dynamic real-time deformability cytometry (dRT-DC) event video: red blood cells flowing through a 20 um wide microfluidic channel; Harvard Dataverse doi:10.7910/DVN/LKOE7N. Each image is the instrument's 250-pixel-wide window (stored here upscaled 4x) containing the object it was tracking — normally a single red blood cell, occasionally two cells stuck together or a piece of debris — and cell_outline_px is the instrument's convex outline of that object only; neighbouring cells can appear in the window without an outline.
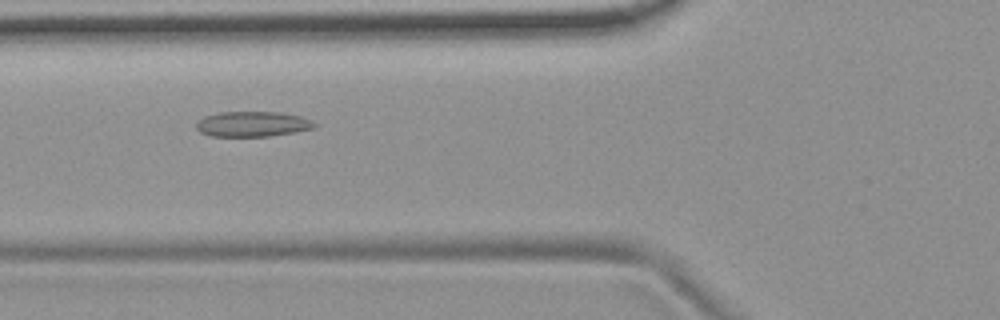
{"species": "common noctule bat (a hibernating species)", "species_latin": "Nyctalus noctula", "temperature_condition": "room temperature", "stored_images_in_passage": 40, "camera_frame_rate_fps": 3000, "um_per_image_px": 0.085, "animal": {"sex": "female", "body_mass_g": 19.9}, "frame": {"image": 1, "passage_image": 7, "time_ms": 2.0, "image_size_px": [1000, 320], "cell_outline_px": [[316, 124], [312, 128], [292, 132], [268, 136], [212, 136], [200, 132], [196, 128], [196, 120], [204, 116], [220, 112], [280, 112], [300, 116], [312, 120]], "centroid_in_image_um": [21.41, 10.53], "position_along_channel_um": 104.4, "area_um2": 17.28}}
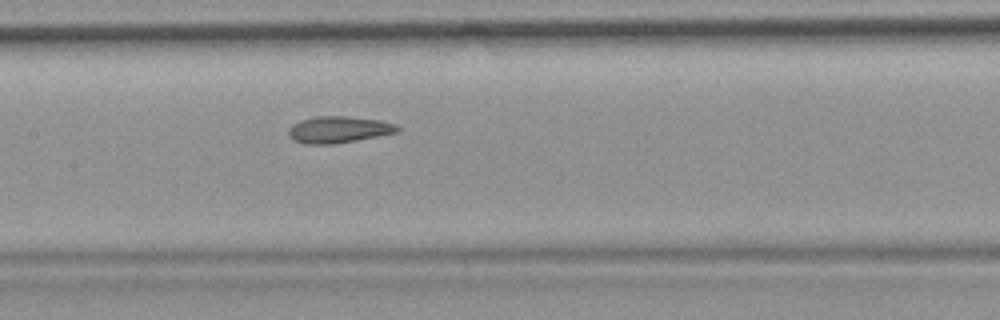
{"frame": {"image": 2, "passage_image": 13, "time_ms": 4.0, "image_size_px": [1000, 320], "cell_outline_px": [[400, 132], [356, 140], [332, 144], [304, 144], [292, 140], [288, 136], [288, 128], [292, 124], [300, 120], [316, 116], [348, 116], [380, 120], [396, 124], [400, 128]], "centroid_in_image_um": [28.76, 11.01], "position_along_channel_um": 178.6, "area_um2": 17.11}}
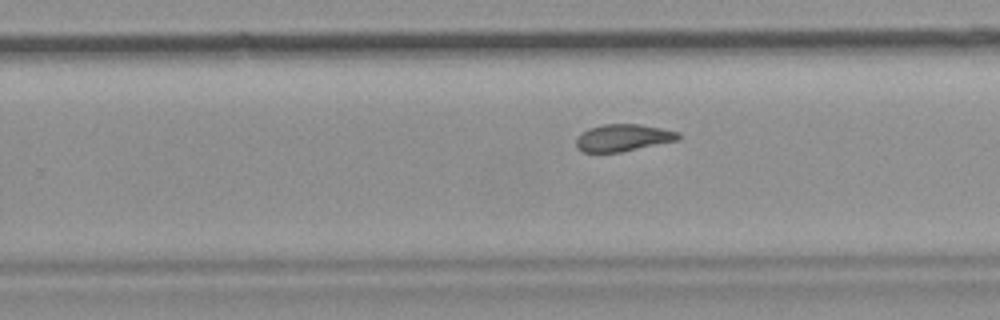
{"frame": {"image": 3, "passage_image": 21, "time_ms": 6.667, "image_size_px": [1000, 320], "cell_outline_px": [[680, 140], [620, 152], [584, 152], [576, 148], [576, 140], [580, 132], [588, 128], [604, 124], [640, 124], [680, 132]], "centroid_in_image_um": [52.95, 11.7], "position_along_channel_um": 276.8, "area_um2": 16.24}}